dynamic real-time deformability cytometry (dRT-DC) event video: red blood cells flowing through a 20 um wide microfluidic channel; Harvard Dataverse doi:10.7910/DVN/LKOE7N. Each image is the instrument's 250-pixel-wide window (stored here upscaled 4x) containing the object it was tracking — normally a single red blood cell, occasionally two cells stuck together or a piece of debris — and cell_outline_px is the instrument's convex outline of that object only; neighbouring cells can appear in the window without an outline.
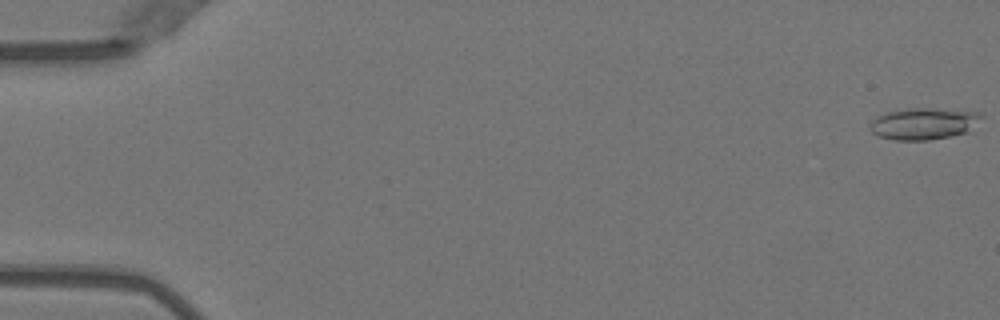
{"species": "Egyptian fruit bat (a non-hibernating species)", "species_latin": "Rousettus aegyptiacus", "temperature_condition": "warm", "stored_images_in_passage": 7, "camera_frame_rate_fps": 3000, "um_per_image_px": 0.085, "animal": {"sex": "female"}, "frame": {"image": 1, "passage_image": 1, "time_ms": 0.0, "image_size_px": [1000, 320], "cell_outline_px": [[984, 116], [968, 132], [952, 136], [928, 140], [896, 140], [876, 136], [868, 128], [868, 124], [876, 116], [888, 112], [908, 108], [928, 108], [980, 112]], "centroid_in_image_um": [78.49, 10.51], "position_along_channel_um": 6.5, "area_um2": 20.75}}